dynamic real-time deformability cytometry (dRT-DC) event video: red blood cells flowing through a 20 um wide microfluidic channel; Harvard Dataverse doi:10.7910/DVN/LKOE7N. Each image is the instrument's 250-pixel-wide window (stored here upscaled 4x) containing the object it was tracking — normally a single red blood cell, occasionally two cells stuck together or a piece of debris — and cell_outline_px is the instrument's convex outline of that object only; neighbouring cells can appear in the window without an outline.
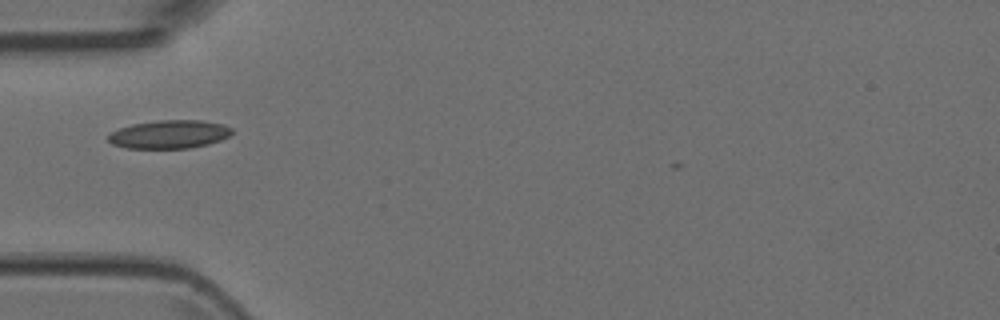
{"species": "Egyptian fruit bat (a non-hibernating species)", "species_latin": "Rousettus aegyptiacus", "temperature_condition": "room temperature", "stored_images_in_passage": 1, "camera_frame_rate_fps": 3000, "um_per_image_px": 0.085, "animal": {"sex": "female"}, "frame": {"image": 1, "passage_image": 1, "time_ms": 0.0, "image_size_px": [1000, 320], "cell_outline_px": [[232, 132], [228, 136], [220, 140], [208, 144], [188, 148], [128, 148], [112, 144], [108, 140], [108, 132], [132, 124], [156, 120], [200, 120], [224, 124], [232, 128]], "centroid_in_image_um": [14.37, 11.41], "position_along_channel_um": 70.6, "area_um2": 20.46}}